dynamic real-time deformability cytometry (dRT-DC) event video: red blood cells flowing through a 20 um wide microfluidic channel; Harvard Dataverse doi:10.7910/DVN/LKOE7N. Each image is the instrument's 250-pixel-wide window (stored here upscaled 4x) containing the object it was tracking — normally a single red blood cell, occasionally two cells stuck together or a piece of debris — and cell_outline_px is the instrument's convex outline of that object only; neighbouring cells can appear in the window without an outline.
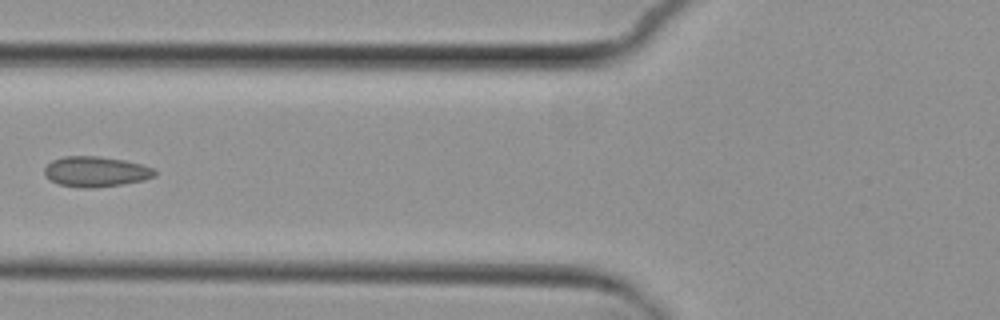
{"species": "common noctule bat (a hibernating species)", "species_latin": "Nyctalus noctula", "temperature_condition": "cold", "stored_images_in_passage": 8, "camera_frame_rate_fps": 3000, "um_per_image_px": 0.085, "animal": {"sex": "female", "body_mass_g": 29.2, "forearm_length_mm": 56.3}, "frame": {"image": 1, "passage_image": 7, "time_ms": 7.333, "image_size_px": [1000, 320], "cell_outline_px": [[156, 176], [144, 180], [120, 184], [92, 188], [80, 188], [60, 184], [44, 176], [44, 168], [52, 160], [64, 156], [96, 156], [124, 160], [156, 168]], "centroid_in_image_um": [8.15, 14.58], "position_along_channel_um": 117.7, "area_um2": 19.48}}
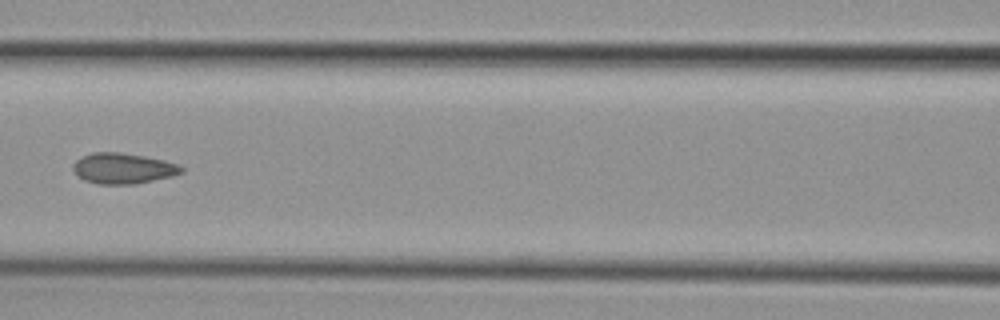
{"frame": {"image": 2, "passage_image": 8, "time_ms": 8.333, "image_size_px": [1000, 320], "cell_outline_px": [[184, 172], [172, 176], [136, 184], [96, 184], [84, 180], [76, 176], [72, 168], [72, 164], [80, 156], [92, 152], [120, 152], [144, 156], [164, 160], [180, 164], [184, 168]], "centroid_in_image_um": [10.44, 14.31], "position_along_channel_um": 156.2, "area_um2": 19.71}}